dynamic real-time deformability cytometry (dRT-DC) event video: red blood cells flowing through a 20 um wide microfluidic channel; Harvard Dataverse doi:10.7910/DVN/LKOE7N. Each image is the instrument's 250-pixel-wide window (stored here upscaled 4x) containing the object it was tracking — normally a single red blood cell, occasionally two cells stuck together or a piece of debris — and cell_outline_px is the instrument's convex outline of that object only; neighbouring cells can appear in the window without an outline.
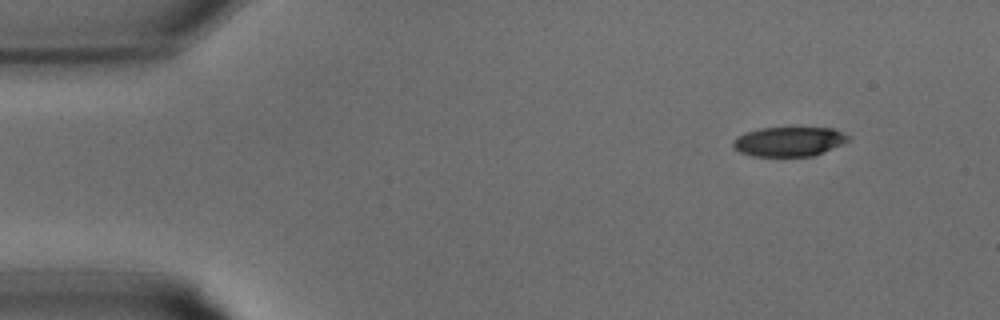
{"species": "common noctule bat (a hibernating species)", "species_latin": "Nyctalus noctula", "temperature_condition": "warm", "stored_images_in_passage": 30, "camera_frame_rate_fps": 3000, "um_per_image_px": 0.085, "animal": {"sex": "male", "body_mass_g": 15.6}, "frame": {"image": 1, "passage_image": 1, "time_ms": 0.0, "image_size_px": [1000, 320], "cell_outline_px": [[852, 136], [848, 140], [840, 144], [812, 156], [752, 156], [740, 152], [732, 144], [732, 140], [736, 136], [744, 132], [760, 128], [832, 128]], "centroid_in_image_um": [67.01, 12.02], "position_along_channel_um": 18.0, "area_um2": 19.65}}
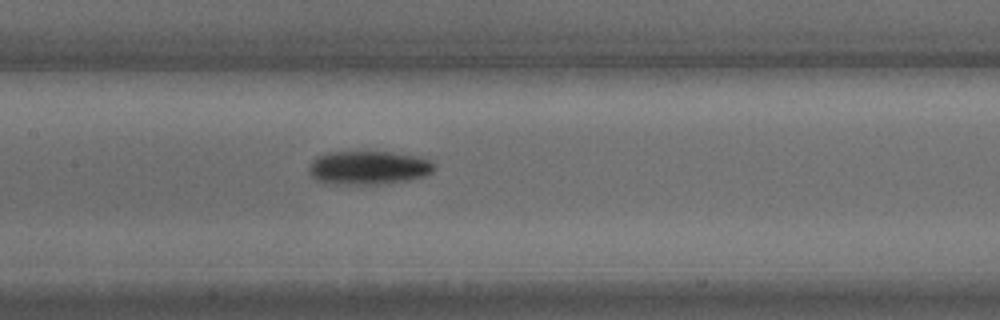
{"frame": {"image": 2, "passage_image": 13, "time_ms": 4.0, "image_size_px": [1000, 320], "cell_outline_px": [[436, 168], [432, 172], [424, 176], [408, 180], [380, 184], [324, 184], [316, 180], [308, 172], [308, 168], [312, 160], [324, 152], [388, 152], [416, 156], [432, 160], [436, 164]], "centroid_in_image_um": [31.3, 14.26], "position_along_channel_um": 176.1, "area_um2": 24.85}}
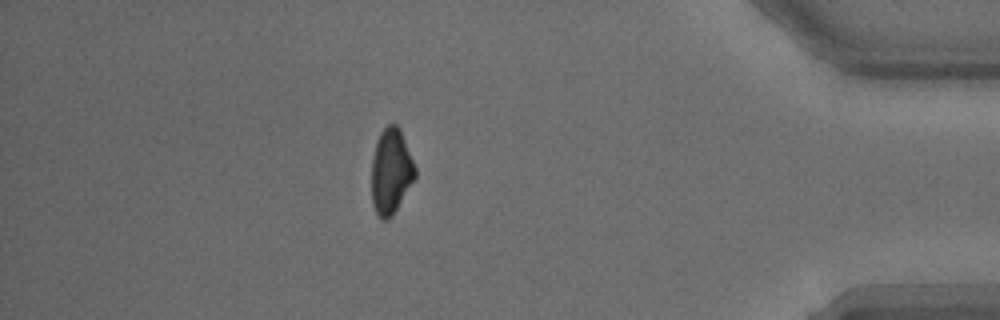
{"frame": {"image": 3, "passage_image": 26, "time_ms": 8.333, "image_size_px": [1000, 320], "cell_outline_px": [[416, 176], [392, 216], [388, 220], [380, 220], [376, 216], [372, 204], [372, 160], [376, 144], [380, 132], [388, 124], [396, 124], [400, 128], [416, 168]], "centroid_in_image_um": [33.22, 14.59], "position_along_channel_um": 402.0, "area_um2": 21.68}}